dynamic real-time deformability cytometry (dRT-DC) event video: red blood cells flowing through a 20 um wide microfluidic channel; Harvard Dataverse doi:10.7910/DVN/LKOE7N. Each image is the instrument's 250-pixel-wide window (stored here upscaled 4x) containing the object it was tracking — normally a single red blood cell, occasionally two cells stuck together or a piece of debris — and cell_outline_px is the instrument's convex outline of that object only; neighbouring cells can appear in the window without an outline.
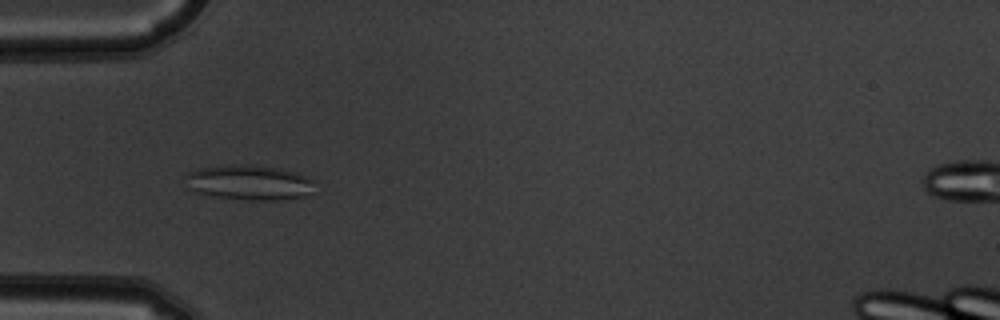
{"species": "common noctule bat (a hibernating species)", "species_latin": "Nyctalus noctula", "temperature_condition": "warm", "stored_images_in_passage": 10, "camera_frame_rate_fps": 3000, "um_per_image_px": 0.085, "animal": {"sex": "male", "body_mass_g": 19.5, "forearm_length_mm": 54.6}, "frame": {"image": 1, "passage_image": 6, "time_ms": 1.667, "image_size_px": [1000, 320], "cell_outline_px": [[316, 180], [308, 192], [304, 196], [280, 200], [248, 200], [212, 196], [192, 192], [188, 188], [184, 176], [188, 172], [200, 168], [232, 164], [252, 164], [276, 168], [292, 172]], "centroid_in_image_um": [21.09, 15.51], "position_along_channel_um": 63.9, "area_um2": 26.41}}
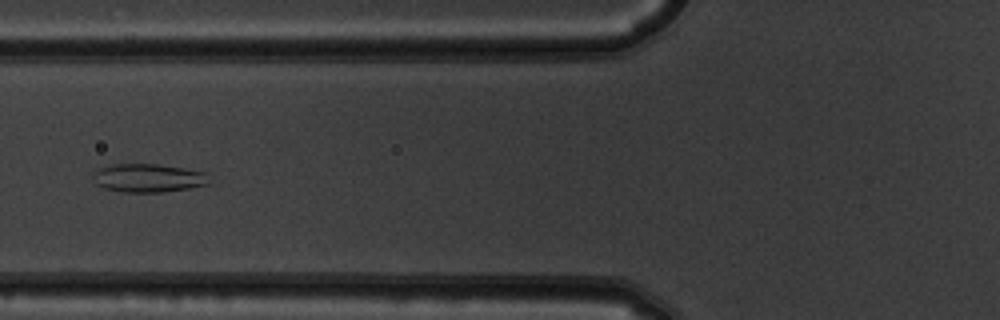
{"frame": {"image": 2, "passage_image": 7, "time_ms": 2.0, "image_size_px": [1000, 320], "cell_outline_px": [[208, 184], [188, 188], [164, 192], [120, 192], [104, 188], [96, 184], [92, 176], [92, 172], [96, 168], [112, 164], [156, 164], [184, 168], [208, 172]], "centroid_in_image_um": [12.55, 15.12], "position_along_channel_um": 113.2, "area_um2": 19.48}}